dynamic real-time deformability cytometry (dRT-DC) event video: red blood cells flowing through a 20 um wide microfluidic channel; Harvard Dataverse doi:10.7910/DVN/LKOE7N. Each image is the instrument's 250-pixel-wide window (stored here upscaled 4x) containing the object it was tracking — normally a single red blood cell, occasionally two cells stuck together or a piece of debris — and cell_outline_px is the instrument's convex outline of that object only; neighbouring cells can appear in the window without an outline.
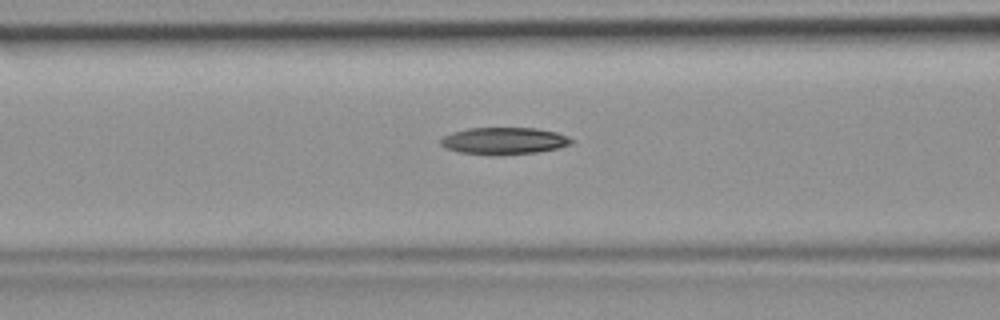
{"species": "common noctule bat (a hibernating species)", "species_latin": "Nyctalus noctula", "temperature_condition": "room temperature", "stored_images_in_passage": 30, "camera_frame_rate_fps": 3000, "um_per_image_px": 0.085, "animal": {"sex": "female", "body_mass_g": 19.9}, "frame": {"image": 1, "passage_image": 5, "time_ms": 1.333, "image_size_px": [1000, 320], "cell_outline_px": [[572, 144], [560, 148], [536, 152], [496, 156], [492, 156], [460, 152], [448, 148], [440, 144], [440, 140], [444, 136], [452, 132], [468, 128], [536, 128], [556, 132], [568, 136], [572, 140]], "centroid_in_image_um": [42.85, 11.98], "position_along_channel_um": 123.7, "area_um2": 20.69}}
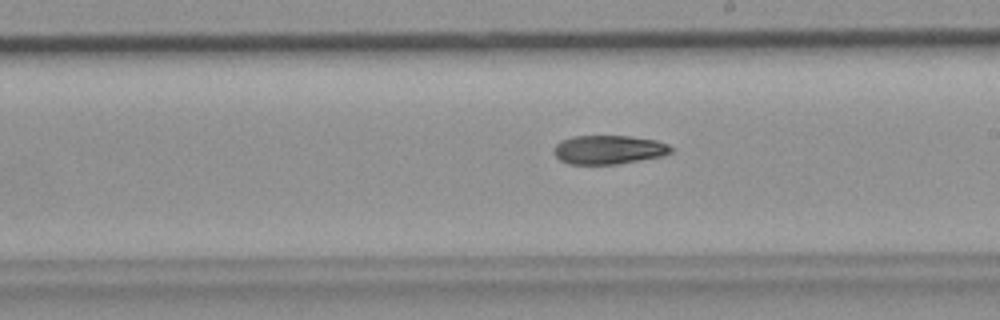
{"frame": {"image": 2, "passage_image": 13, "time_ms": 4.0, "image_size_px": [1000, 320], "cell_outline_px": [[672, 152], [664, 156], [616, 164], [568, 164], [560, 160], [552, 152], [552, 148], [560, 140], [572, 136], [628, 136], [656, 140], [668, 144], [672, 148]], "centroid_in_image_um": [51.71, 12.72], "position_along_channel_um": 237.3, "area_um2": 19.88}}
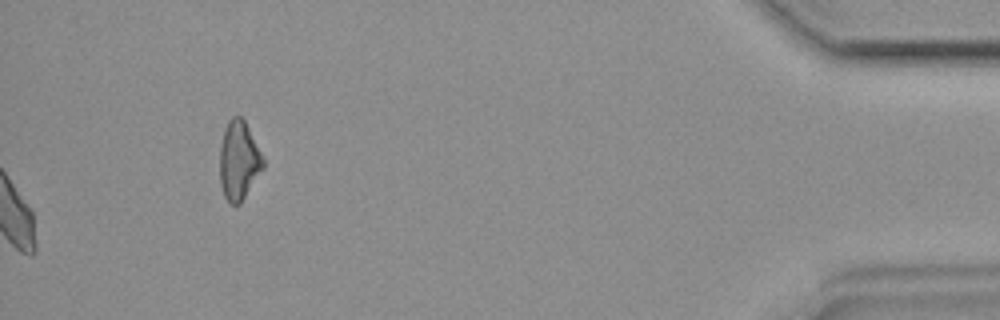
{"frame": {"image": 3, "passage_image": 30, "time_ms": 9.667, "image_size_px": [1000, 320], "cell_outline_px": [[264, 168], [240, 204], [232, 204], [224, 196], [220, 184], [220, 148], [224, 128], [228, 120], [232, 116], [240, 116], [244, 120], [264, 156]], "centroid_in_image_um": [20.31, 13.63], "position_along_channel_um": 414.9, "area_um2": 20.06}}